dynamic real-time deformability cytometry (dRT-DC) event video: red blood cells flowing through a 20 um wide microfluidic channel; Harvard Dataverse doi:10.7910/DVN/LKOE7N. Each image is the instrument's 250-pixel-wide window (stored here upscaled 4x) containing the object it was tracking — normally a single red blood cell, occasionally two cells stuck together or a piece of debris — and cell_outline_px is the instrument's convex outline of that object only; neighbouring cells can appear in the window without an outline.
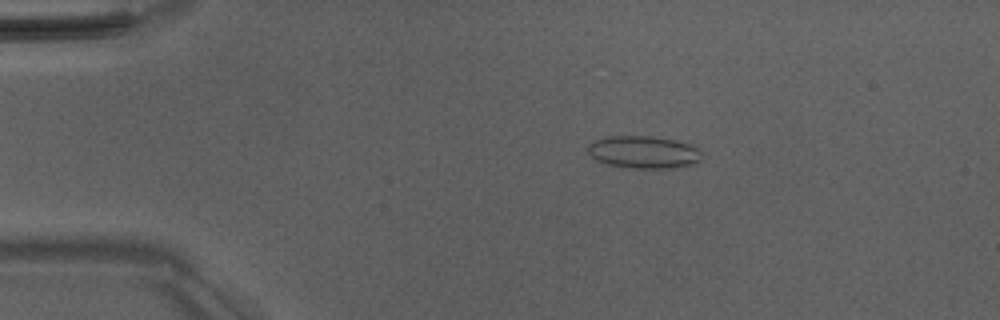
{"species": "Egyptian fruit bat (a non-hibernating species)", "species_latin": "Rousettus aegyptiacus", "temperature_condition": "room temperature", "stored_images_in_passage": 47, "camera_frame_rate_fps": 3000, "um_per_image_px": 0.085, "animal": {"sex": "male"}, "frame": {"image": 1, "passage_image": 6, "time_ms": 1.667, "image_size_px": [1000, 320], "cell_outline_px": [[704, 152], [700, 164], [672, 168], [632, 168], [608, 164], [596, 160], [588, 152], [588, 144], [596, 140], [608, 136], [652, 136], [676, 140], [700, 148]], "centroid_in_image_um": [54.8, 12.94], "position_along_channel_um": 30.2, "area_um2": 21.91}}
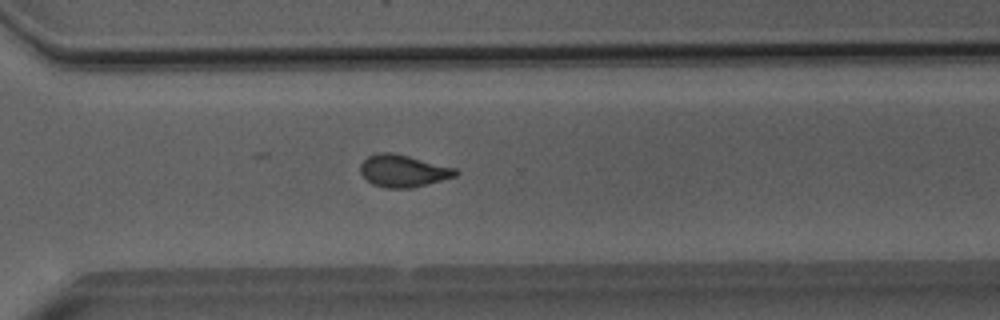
{"frame": {"image": 2, "passage_image": 33, "time_ms": 10.667, "image_size_px": [1000, 320], "cell_outline_px": [[460, 172], [456, 176], [412, 188], [384, 188], [372, 184], [360, 172], [360, 164], [368, 156], [380, 152], [392, 152], [456, 168]], "centroid_in_image_um": [34.27, 14.53], "position_along_channel_um": 336.3, "area_um2": 17.8}}
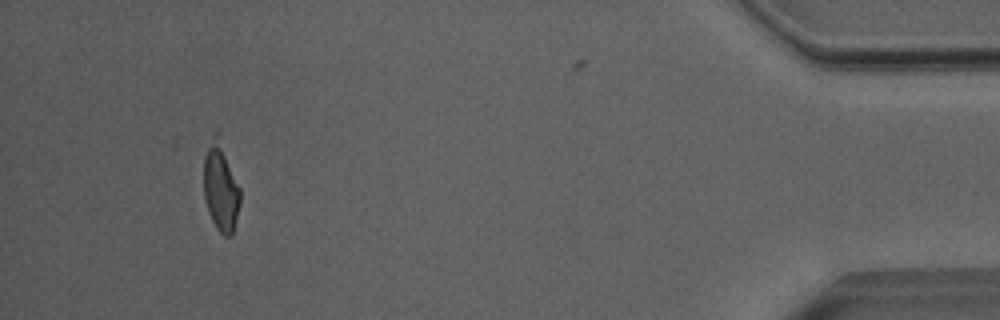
{"frame": {"image": 3, "passage_image": 44, "time_ms": 14.333, "image_size_px": [1000, 320], "cell_outline_px": [[240, 204], [232, 236], [224, 236], [216, 228], [208, 212], [204, 196], [204, 156], [216, 132], [220, 132], [240, 188]], "centroid_in_image_um": [18.78, 15.9], "position_along_channel_um": 416.4, "area_um2": 18.96}}